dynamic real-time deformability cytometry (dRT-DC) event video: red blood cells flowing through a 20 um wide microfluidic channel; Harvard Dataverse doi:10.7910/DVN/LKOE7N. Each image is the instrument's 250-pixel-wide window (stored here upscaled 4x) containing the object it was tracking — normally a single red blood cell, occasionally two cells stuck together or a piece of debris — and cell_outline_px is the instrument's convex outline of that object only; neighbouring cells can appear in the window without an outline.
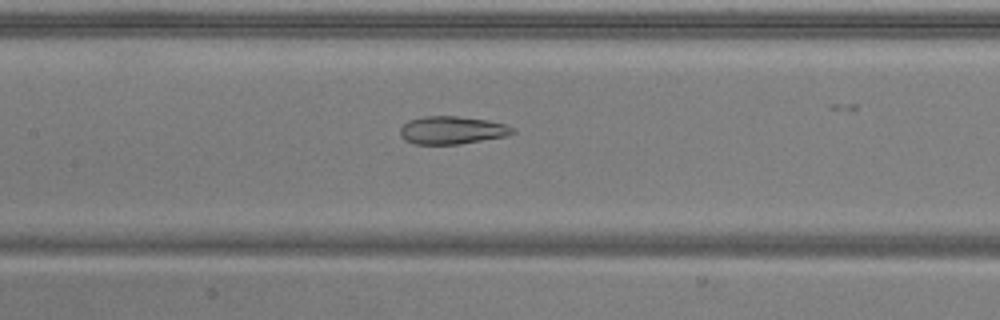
{"species": "common noctule bat (a hibernating species)", "species_latin": "Nyctalus noctula", "temperature_condition": "warm", "stored_images_in_passage": 47, "camera_frame_rate_fps": 3000, "um_per_image_px": 0.085, "animal": {"sex": "male", "body_mass_g": 20.5, "forearm_length_mm": 52.5}, "frame": {"image": 1, "passage_image": 20, "time_ms": 6.333, "image_size_px": [1000, 320], "cell_outline_px": [[516, 132], [504, 136], [460, 144], [412, 144], [404, 140], [400, 136], [400, 128], [408, 120], [424, 116], [456, 116], [484, 120], [504, 124], [516, 128]], "centroid_in_image_um": [38.38, 11.07], "position_along_channel_um": 169.0, "area_um2": 18.21}}
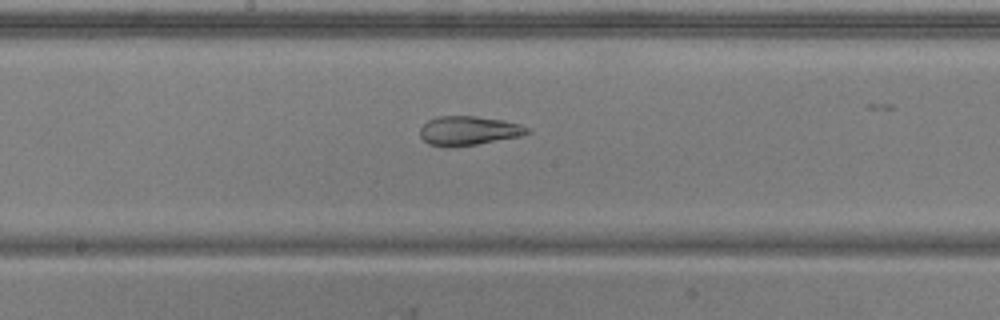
{"frame": {"image": 2, "passage_image": 23, "time_ms": 7.333, "image_size_px": [1000, 320], "cell_outline_px": [[532, 132], [524, 136], [476, 144], [448, 148], [428, 144], [420, 136], [420, 128], [428, 120], [436, 116], [476, 116], [504, 120], [520, 124], [528, 128]], "centroid_in_image_um": [39.85, 11.11], "position_along_channel_um": 208.4, "area_um2": 18.5}}
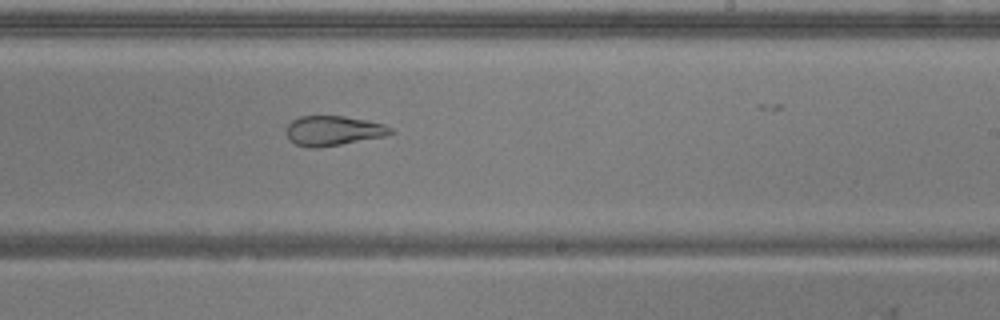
{"frame": {"image": 3, "passage_image": 27, "time_ms": 8.667, "image_size_px": [1000, 320], "cell_outline_px": [[396, 132], [384, 136], [340, 144], [316, 148], [312, 148], [296, 144], [288, 136], [288, 124], [292, 120], [300, 116], [344, 116], [368, 120], [384, 124], [392, 128]], "centroid_in_image_um": [28.37, 11.09], "position_along_channel_um": 260.6, "area_um2": 17.86}, "authors_computed_cell_mechanics": {"area_um2": 24.3338, "velocity_mm_per_s": 3.9359, "shape_relaxation_time_tau1_ms": null, "shape_relaxation_time_tau2_ms": 2.1211, "deformation_change_tau1": null, "deformation_change_tau2": 0.0922}}